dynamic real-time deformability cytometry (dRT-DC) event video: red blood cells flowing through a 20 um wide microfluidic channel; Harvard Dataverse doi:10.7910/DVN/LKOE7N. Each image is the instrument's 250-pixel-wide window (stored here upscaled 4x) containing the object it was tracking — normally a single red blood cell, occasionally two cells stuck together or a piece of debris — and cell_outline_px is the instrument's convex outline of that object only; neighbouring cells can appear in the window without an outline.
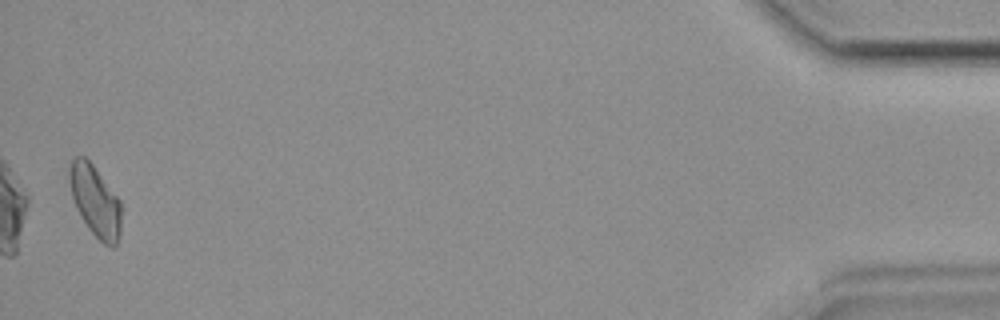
{"species": "common noctule bat (a hibernating species)", "species_latin": "Nyctalus noctula", "temperature_condition": "room temperature", "stored_images_in_passage": 31, "camera_frame_rate_fps": 3000, "um_per_image_px": 0.085, "animal": {"sex": "female", "body_mass_g": 19.9}, "frame": {"image": 1, "passage_image": 31, "time_ms": 10.0, "image_size_px": [1000, 320], "cell_outline_px": [[120, 236], [116, 244], [112, 248], [104, 244], [88, 228], [76, 208], [72, 196], [68, 176], [68, 172], [72, 160], [76, 156], [84, 156], [92, 164], [120, 200]], "centroid_in_image_um": [8.08, 17.09], "position_along_channel_um": 427.1, "area_um2": 21.21}}